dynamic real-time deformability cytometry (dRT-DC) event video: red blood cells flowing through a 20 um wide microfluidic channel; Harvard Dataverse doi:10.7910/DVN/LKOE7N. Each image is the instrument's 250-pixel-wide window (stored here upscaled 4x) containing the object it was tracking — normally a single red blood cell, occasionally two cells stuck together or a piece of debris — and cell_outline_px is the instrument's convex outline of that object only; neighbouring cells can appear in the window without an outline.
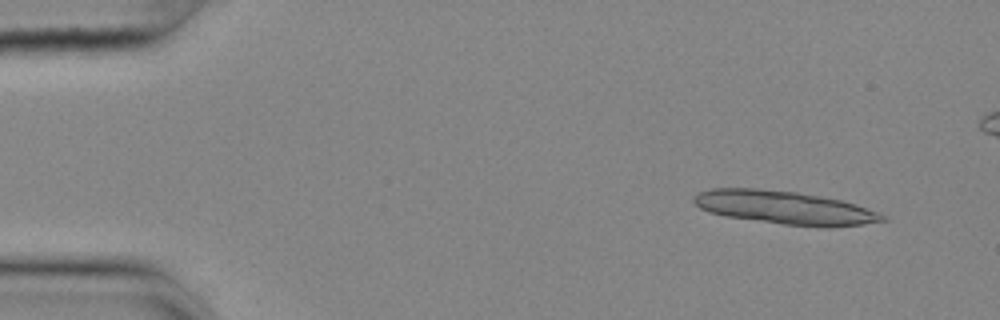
{"species": "common noctule bat (a hibernating species)", "species_latin": "Nyctalus noctula", "temperature_condition": "cold", "stored_images_in_passage": 23, "camera_frame_rate_fps": 3000, "um_per_image_px": 0.085, "animal": {"sex": "female", "body_mass_g": 25.1}, "frame": {"image": 1, "passage_image": 4, "time_ms": 1.0, "image_size_px": [1000, 320], "cell_outline_px": [[888, 220], [860, 224], [828, 228], [824, 228], [784, 224], [724, 216], [708, 212], [700, 208], [692, 200], [692, 196], [700, 192], [712, 188], [756, 188], [796, 192], [820, 196], [840, 200], [856, 204], [888, 216]], "centroid_in_image_um": [66.69, 17.65], "position_along_channel_um": 18.3, "area_um2": 36.59}}